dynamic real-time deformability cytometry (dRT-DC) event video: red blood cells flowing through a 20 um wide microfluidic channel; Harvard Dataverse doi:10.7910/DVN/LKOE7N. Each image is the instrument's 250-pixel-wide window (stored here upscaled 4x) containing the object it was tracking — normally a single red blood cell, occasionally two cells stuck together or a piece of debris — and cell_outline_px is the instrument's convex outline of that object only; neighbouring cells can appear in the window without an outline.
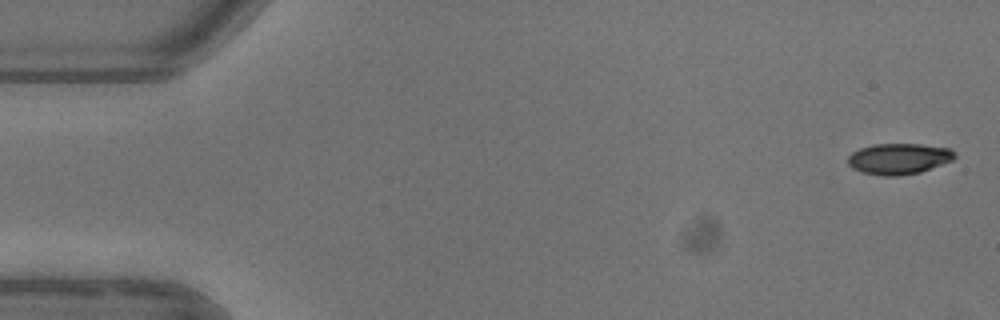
{"species": "common noctule bat (a hibernating species)", "species_latin": "Nyctalus noctula", "temperature_condition": "warm", "stored_images_in_passage": 6, "camera_frame_rate_fps": 3000, "um_per_image_px": 0.085, "animal": {"sex": "female"}, "frame": {"image": 1, "passage_image": 1, "time_ms": 0.0, "image_size_px": [1000, 320], "cell_outline_px": [[956, 156], [952, 160], [920, 172], [896, 176], [884, 176], [860, 172], [852, 168], [848, 164], [848, 156], [852, 152], [860, 148], [876, 144], [920, 144], [952, 148], [956, 152]], "centroid_in_image_um": [76.4, 13.49], "position_along_channel_um": 8.6, "area_um2": 19.31}}
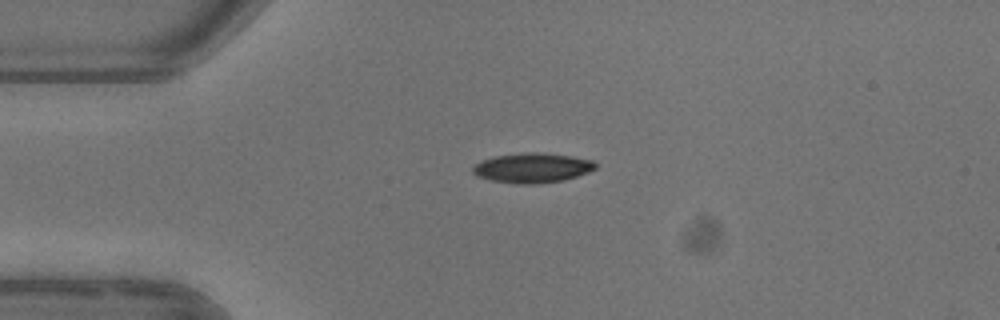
{"frame": {"image": 2, "passage_image": 4, "time_ms": 3.667, "image_size_px": [1000, 320], "cell_outline_px": [[596, 168], [588, 172], [564, 180], [536, 184], [516, 184], [488, 180], [476, 176], [472, 172], [472, 168], [476, 164], [484, 160], [496, 156], [528, 152], [536, 152], [572, 156], [592, 160], [596, 164]], "centroid_in_image_um": [45.23, 14.28], "position_along_channel_um": 39.8, "area_um2": 21.21}}
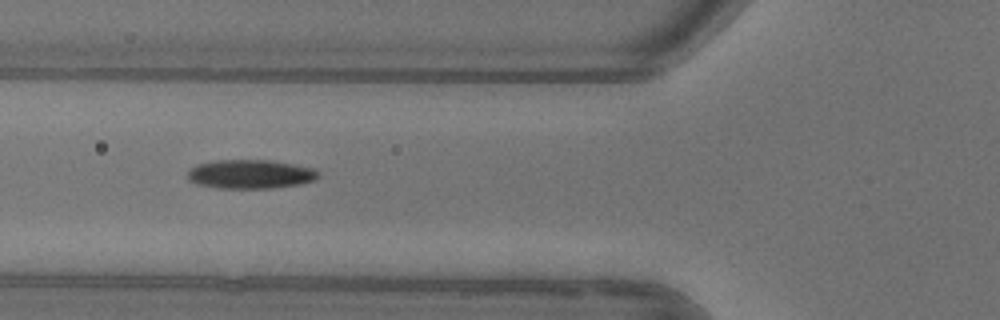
{"frame": {"image": 3, "passage_image": 6, "time_ms": 6.0, "image_size_px": [1000, 320], "cell_outline_px": [[320, 176], [312, 180], [296, 184], [272, 188], [220, 188], [200, 184], [188, 180], [188, 172], [196, 164], [216, 160], [268, 160], [292, 164], [312, 168], [320, 172]], "centroid_in_image_um": [21.27, 14.79], "position_along_channel_um": 104.5, "area_um2": 21.73}}